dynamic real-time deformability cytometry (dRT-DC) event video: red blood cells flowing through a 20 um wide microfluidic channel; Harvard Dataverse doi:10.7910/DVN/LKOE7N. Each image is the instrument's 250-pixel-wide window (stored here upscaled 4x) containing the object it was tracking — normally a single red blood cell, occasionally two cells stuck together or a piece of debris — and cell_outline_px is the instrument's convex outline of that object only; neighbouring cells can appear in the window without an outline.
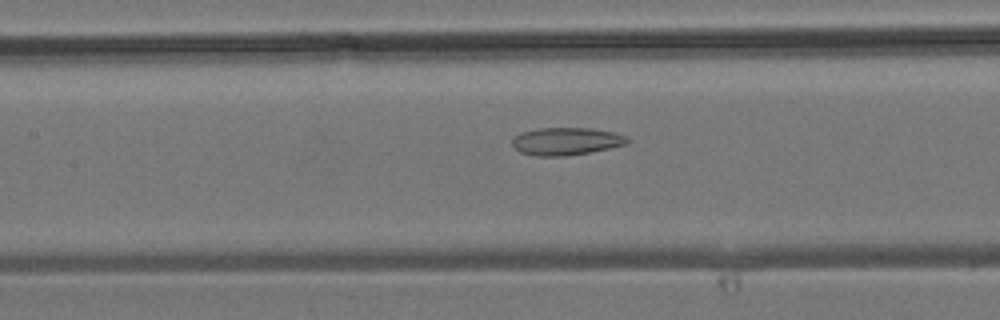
{"species": "common noctule bat (a hibernating species)", "species_latin": "Nyctalus noctula", "temperature_condition": "room temperature", "stored_images_in_passage": 42, "camera_frame_rate_fps": 3000, "um_per_image_px": 0.085, "animal": {"sex": "male", "body_mass_g": 19.2, "forearm_length_mm": 51.8}, "frame": {"image": 1, "passage_image": 19, "time_ms": 6.0, "image_size_px": [1000, 320], "cell_outline_px": [[632, 140], [628, 144], [588, 152], [564, 156], [536, 156], [520, 152], [512, 144], [512, 140], [520, 132], [536, 128], [592, 128], [612, 132], [628, 136]], "centroid_in_image_um": [48.15, 12.0], "position_along_channel_um": 159.3, "area_um2": 18.55}}
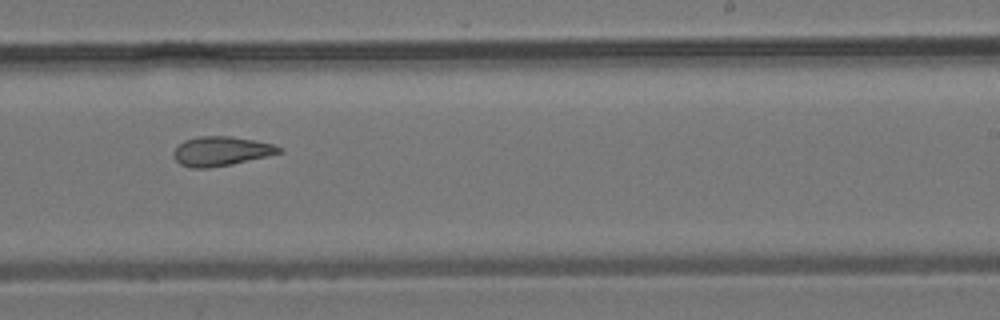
{"frame": {"image": 2, "passage_image": 26, "time_ms": 8.333, "image_size_px": [1000, 320], "cell_outline_px": [[284, 152], [268, 156], [232, 164], [208, 168], [192, 168], [180, 164], [172, 156], [172, 152], [184, 140], [200, 136], [232, 136], [272, 144], [284, 148]], "centroid_in_image_um": [18.8, 12.85], "position_along_channel_um": 270.2, "area_um2": 18.09}}
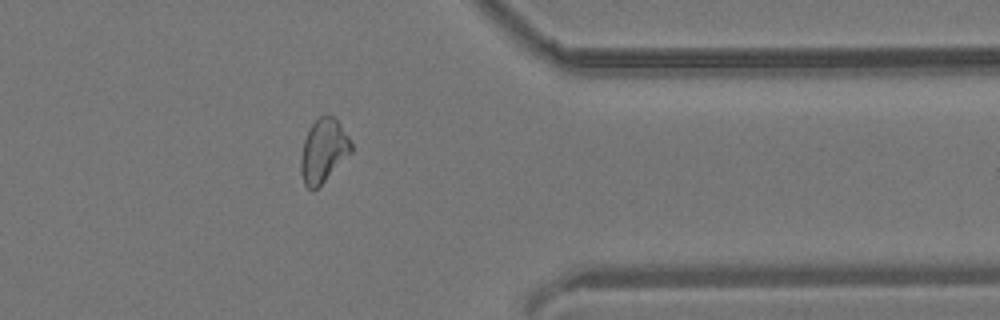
{"frame": {"image": 3, "passage_image": 34, "time_ms": 11.0, "image_size_px": [1000, 320], "cell_outline_px": [[352, 152], [312, 192], [304, 184], [300, 172], [300, 160], [304, 140], [312, 124], [320, 116], [332, 116], [336, 120], [348, 136], [352, 144]], "centroid_in_image_um": [27.47, 12.83], "position_along_channel_um": 383.9, "area_um2": 18.21}}